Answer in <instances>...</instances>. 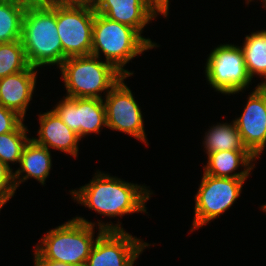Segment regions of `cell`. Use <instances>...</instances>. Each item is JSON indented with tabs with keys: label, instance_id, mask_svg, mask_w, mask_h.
Here are the masks:
<instances>
[{
	"label": "cell",
	"instance_id": "obj_17",
	"mask_svg": "<svg viewBox=\"0 0 266 266\" xmlns=\"http://www.w3.org/2000/svg\"><path fill=\"white\" fill-rule=\"evenodd\" d=\"M49 150L46 147L36 144L32 139L28 141L22 152L19 162L20 167L14 172L16 189L19 187L18 185L29 178L36 179L42 185L45 184V180L52 166L51 152Z\"/></svg>",
	"mask_w": 266,
	"mask_h": 266
},
{
	"label": "cell",
	"instance_id": "obj_5",
	"mask_svg": "<svg viewBox=\"0 0 266 266\" xmlns=\"http://www.w3.org/2000/svg\"><path fill=\"white\" fill-rule=\"evenodd\" d=\"M61 76L70 98L103 99L124 76L112 64L92 54L66 58L60 67Z\"/></svg>",
	"mask_w": 266,
	"mask_h": 266
},
{
	"label": "cell",
	"instance_id": "obj_24",
	"mask_svg": "<svg viewBox=\"0 0 266 266\" xmlns=\"http://www.w3.org/2000/svg\"><path fill=\"white\" fill-rule=\"evenodd\" d=\"M24 119L17 112L0 104V134L15 131Z\"/></svg>",
	"mask_w": 266,
	"mask_h": 266
},
{
	"label": "cell",
	"instance_id": "obj_22",
	"mask_svg": "<svg viewBox=\"0 0 266 266\" xmlns=\"http://www.w3.org/2000/svg\"><path fill=\"white\" fill-rule=\"evenodd\" d=\"M27 132V126L22 123L15 131L0 134V161L8 167L9 162H20L23 149L31 139Z\"/></svg>",
	"mask_w": 266,
	"mask_h": 266
},
{
	"label": "cell",
	"instance_id": "obj_26",
	"mask_svg": "<svg viewBox=\"0 0 266 266\" xmlns=\"http://www.w3.org/2000/svg\"><path fill=\"white\" fill-rule=\"evenodd\" d=\"M34 256H35L34 266H76V265H69L63 262L44 259L36 250L34 252Z\"/></svg>",
	"mask_w": 266,
	"mask_h": 266
},
{
	"label": "cell",
	"instance_id": "obj_7",
	"mask_svg": "<svg viewBox=\"0 0 266 266\" xmlns=\"http://www.w3.org/2000/svg\"><path fill=\"white\" fill-rule=\"evenodd\" d=\"M247 178L214 177L203 173L195 195L194 219L191 227L199 229L219 217L239 198Z\"/></svg>",
	"mask_w": 266,
	"mask_h": 266
},
{
	"label": "cell",
	"instance_id": "obj_20",
	"mask_svg": "<svg viewBox=\"0 0 266 266\" xmlns=\"http://www.w3.org/2000/svg\"><path fill=\"white\" fill-rule=\"evenodd\" d=\"M203 144L207 154L224 150H247L234 122L218 123L210 127L205 133Z\"/></svg>",
	"mask_w": 266,
	"mask_h": 266
},
{
	"label": "cell",
	"instance_id": "obj_19",
	"mask_svg": "<svg viewBox=\"0 0 266 266\" xmlns=\"http://www.w3.org/2000/svg\"><path fill=\"white\" fill-rule=\"evenodd\" d=\"M245 65L251 78L254 75L264 77L265 80L258 86H266V30L256 31L246 35L241 47Z\"/></svg>",
	"mask_w": 266,
	"mask_h": 266
},
{
	"label": "cell",
	"instance_id": "obj_8",
	"mask_svg": "<svg viewBox=\"0 0 266 266\" xmlns=\"http://www.w3.org/2000/svg\"><path fill=\"white\" fill-rule=\"evenodd\" d=\"M95 13L93 8L56 3V23L62 43V62L66 58L91 54Z\"/></svg>",
	"mask_w": 266,
	"mask_h": 266
},
{
	"label": "cell",
	"instance_id": "obj_4",
	"mask_svg": "<svg viewBox=\"0 0 266 266\" xmlns=\"http://www.w3.org/2000/svg\"><path fill=\"white\" fill-rule=\"evenodd\" d=\"M154 47H158L157 43L144 38L134 28L95 13L91 54L100 58L101 51L105 61L124 76L133 75L124 69L131 59Z\"/></svg>",
	"mask_w": 266,
	"mask_h": 266
},
{
	"label": "cell",
	"instance_id": "obj_10",
	"mask_svg": "<svg viewBox=\"0 0 266 266\" xmlns=\"http://www.w3.org/2000/svg\"><path fill=\"white\" fill-rule=\"evenodd\" d=\"M150 246L124 231H104L94 243L84 266H134L135 260Z\"/></svg>",
	"mask_w": 266,
	"mask_h": 266
},
{
	"label": "cell",
	"instance_id": "obj_9",
	"mask_svg": "<svg viewBox=\"0 0 266 266\" xmlns=\"http://www.w3.org/2000/svg\"><path fill=\"white\" fill-rule=\"evenodd\" d=\"M125 78L127 76H123L110 92L105 94L106 98H103L107 121L106 128L129 134L148 145L141 109L132 91L125 84Z\"/></svg>",
	"mask_w": 266,
	"mask_h": 266
},
{
	"label": "cell",
	"instance_id": "obj_6",
	"mask_svg": "<svg viewBox=\"0 0 266 266\" xmlns=\"http://www.w3.org/2000/svg\"><path fill=\"white\" fill-rule=\"evenodd\" d=\"M205 66L208 83L219 93H239L251 83L241 46L222 44L215 47Z\"/></svg>",
	"mask_w": 266,
	"mask_h": 266
},
{
	"label": "cell",
	"instance_id": "obj_11",
	"mask_svg": "<svg viewBox=\"0 0 266 266\" xmlns=\"http://www.w3.org/2000/svg\"><path fill=\"white\" fill-rule=\"evenodd\" d=\"M52 109L81 139L91 133H100L107 127L103 99L65 97Z\"/></svg>",
	"mask_w": 266,
	"mask_h": 266
},
{
	"label": "cell",
	"instance_id": "obj_23",
	"mask_svg": "<svg viewBox=\"0 0 266 266\" xmlns=\"http://www.w3.org/2000/svg\"><path fill=\"white\" fill-rule=\"evenodd\" d=\"M0 161V205L4 206L14 196L16 185L14 171Z\"/></svg>",
	"mask_w": 266,
	"mask_h": 266
},
{
	"label": "cell",
	"instance_id": "obj_13",
	"mask_svg": "<svg viewBox=\"0 0 266 266\" xmlns=\"http://www.w3.org/2000/svg\"><path fill=\"white\" fill-rule=\"evenodd\" d=\"M245 106L233 122L245 147L257 159L266 146V87L257 85Z\"/></svg>",
	"mask_w": 266,
	"mask_h": 266
},
{
	"label": "cell",
	"instance_id": "obj_27",
	"mask_svg": "<svg viewBox=\"0 0 266 266\" xmlns=\"http://www.w3.org/2000/svg\"><path fill=\"white\" fill-rule=\"evenodd\" d=\"M261 209H262L264 212H266V204L263 205V206H261Z\"/></svg>",
	"mask_w": 266,
	"mask_h": 266
},
{
	"label": "cell",
	"instance_id": "obj_14",
	"mask_svg": "<svg viewBox=\"0 0 266 266\" xmlns=\"http://www.w3.org/2000/svg\"><path fill=\"white\" fill-rule=\"evenodd\" d=\"M39 124L38 138H31L36 144L77 158L80 138L52 109L39 114Z\"/></svg>",
	"mask_w": 266,
	"mask_h": 266
},
{
	"label": "cell",
	"instance_id": "obj_25",
	"mask_svg": "<svg viewBox=\"0 0 266 266\" xmlns=\"http://www.w3.org/2000/svg\"><path fill=\"white\" fill-rule=\"evenodd\" d=\"M64 6L89 7L95 8L98 0H52Z\"/></svg>",
	"mask_w": 266,
	"mask_h": 266
},
{
	"label": "cell",
	"instance_id": "obj_12",
	"mask_svg": "<svg viewBox=\"0 0 266 266\" xmlns=\"http://www.w3.org/2000/svg\"><path fill=\"white\" fill-rule=\"evenodd\" d=\"M94 11L134 28L141 35L146 24L159 13L168 16L169 6L163 0H98Z\"/></svg>",
	"mask_w": 266,
	"mask_h": 266
},
{
	"label": "cell",
	"instance_id": "obj_15",
	"mask_svg": "<svg viewBox=\"0 0 266 266\" xmlns=\"http://www.w3.org/2000/svg\"><path fill=\"white\" fill-rule=\"evenodd\" d=\"M36 68H29L0 79V104L25 117L36 84Z\"/></svg>",
	"mask_w": 266,
	"mask_h": 266
},
{
	"label": "cell",
	"instance_id": "obj_28",
	"mask_svg": "<svg viewBox=\"0 0 266 266\" xmlns=\"http://www.w3.org/2000/svg\"><path fill=\"white\" fill-rule=\"evenodd\" d=\"M163 1L169 6L170 0H163Z\"/></svg>",
	"mask_w": 266,
	"mask_h": 266
},
{
	"label": "cell",
	"instance_id": "obj_29",
	"mask_svg": "<svg viewBox=\"0 0 266 266\" xmlns=\"http://www.w3.org/2000/svg\"><path fill=\"white\" fill-rule=\"evenodd\" d=\"M262 1L264 2L265 0ZM249 2H252V0H247L246 4H249Z\"/></svg>",
	"mask_w": 266,
	"mask_h": 266
},
{
	"label": "cell",
	"instance_id": "obj_21",
	"mask_svg": "<svg viewBox=\"0 0 266 266\" xmlns=\"http://www.w3.org/2000/svg\"><path fill=\"white\" fill-rule=\"evenodd\" d=\"M29 67L21 40L0 43V79Z\"/></svg>",
	"mask_w": 266,
	"mask_h": 266
},
{
	"label": "cell",
	"instance_id": "obj_16",
	"mask_svg": "<svg viewBox=\"0 0 266 266\" xmlns=\"http://www.w3.org/2000/svg\"><path fill=\"white\" fill-rule=\"evenodd\" d=\"M207 156L204 173L214 177L248 178L251 170L255 167L252 162H255L256 158L248 150H224L208 153ZM240 165L244 167V170L235 173Z\"/></svg>",
	"mask_w": 266,
	"mask_h": 266
},
{
	"label": "cell",
	"instance_id": "obj_3",
	"mask_svg": "<svg viewBox=\"0 0 266 266\" xmlns=\"http://www.w3.org/2000/svg\"><path fill=\"white\" fill-rule=\"evenodd\" d=\"M121 224L98 222L99 233L94 239V222L76 217L47 232L35 250L47 260L84 266L97 238L104 231H124Z\"/></svg>",
	"mask_w": 266,
	"mask_h": 266
},
{
	"label": "cell",
	"instance_id": "obj_1",
	"mask_svg": "<svg viewBox=\"0 0 266 266\" xmlns=\"http://www.w3.org/2000/svg\"><path fill=\"white\" fill-rule=\"evenodd\" d=\"M146 188L97 171L90 183L70 193L79 204L114 218L135 212L147 213L145 204L152 193Z\"/></svg>",
	"mask_w": 266,
	"mask_h": 266
},
{
	"label": "cell",
	"instance_id": "obj_18",
	"mask_svg": "<svg viewBox=\"0 0 266 266\" xmlns=\"http://www.w3.org/2000/svg\"><path fill=\"white\" fill-rule=\"evenodd\" d=\"M31 0H0V43L21 40L22 21Z\"/></svg>",
	"mask_w": 266,
	"mask_h": 266
},
{
	"label": "cell",
	"instance_id": "obj_2",
	"mask_svg": "<svg viewBox=\"0 0 266 266\" xmlns=\"http://www.w3.org/2000/svg\"><path fill=\"white\" fill-rule=\"evenodd\" d=\"M21 41L30 66H61L62 43L57 31L54 1L29 2L23 16Z\"/></svg>",
	"mask_w": 266,
	"mask_h": 266
}]
</instances>
